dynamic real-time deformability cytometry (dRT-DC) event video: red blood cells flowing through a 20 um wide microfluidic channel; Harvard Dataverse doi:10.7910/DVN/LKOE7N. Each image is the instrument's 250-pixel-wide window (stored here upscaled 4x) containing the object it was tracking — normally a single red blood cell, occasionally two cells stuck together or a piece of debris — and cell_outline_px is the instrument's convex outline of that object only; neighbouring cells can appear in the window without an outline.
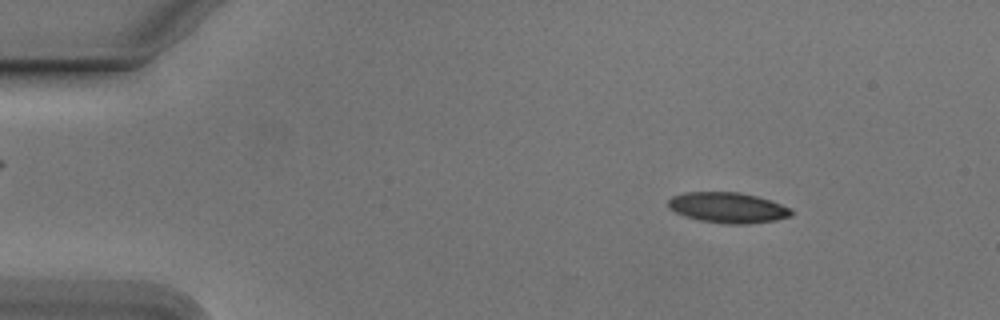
{"species": "Egyptian fruit bat (a non-hibernating species)", "species_latin": "Rousettus aegyptiacus", "temperature_condition": "cold", "stored_images_in_passage": 53, "camera_frame_rate_fps": 3000, "um_per_image_px": 0.085, "animal": {"sex": "male"}, "frame": {"image": 1, "passage_image": 7, "time_ms": 2.0, "image_size_px": [1000, 320], "cell_outline_px": [[792, 216], [776, 220], [748, 224], [724, 224], [700, 220], [684, 216], [668, 208], [668, 200], [672, 196], [684, 192], [740, 192], [756, 196], [792, 208]], "centroid_in_image_um": [61.85, 17.65], "position_along_channel_um": 23.1, "area_um2": 21.96}}
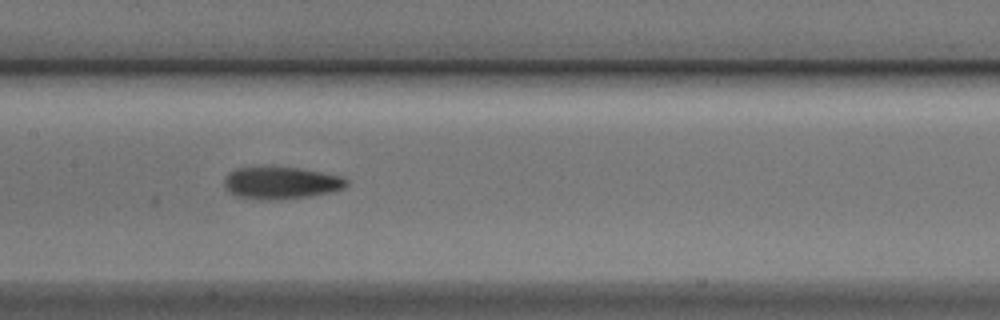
{"frame": {"image": 2, "passage_image": 26, "time_ms": 8.333, "image_size_px": [1000, 320], "cell_outline_px": [[348, 184], [344, 188], [332, 192], [308, 196], [280, 200], [260, 200], [236, 196], [228, 192], [224, 188], [224, 176], [228, 172], [236, 168], [296, 168], [344, 176], [348, 180]], "centroid_in_image_um": [23.87, 15.57], "position_along_channel_um": 183.5, "area_um2": 23.0}}
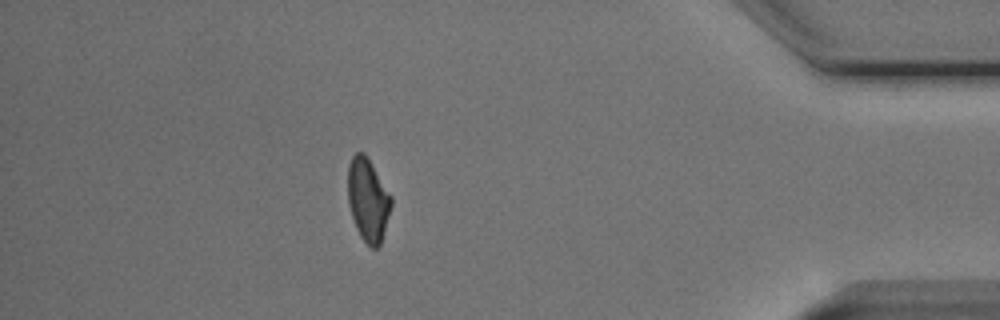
{"frame": {"image": 3, "passage_image": 47, "time_ms": 15.333, "image_size_px": [1000, 320], "cell_outline_px": [[392, 204], [380, 244], [376, 248], [372, 248], [360, 236], [356, 228], [348, 204], [348, 164], [352, 156], [356, 152], [364, 152], [368, 156], [392, 196]], "centroid_in_image_um": [31.27, 16.93], "position_along_channel_um": 403.9, "area_um2": 21.04}, "authors_computed_cell_mechanics": {"area_um2": 21.964, "velocity_mm_per_s": 3.7915, "shape_relaxation_time_tau1_ms": 4.349, "shape_relaxation_time_tau2_ms": 4.1658, "deformation_change_tau1": 0.1216, "deformation_change_tau2": 0.1131}}